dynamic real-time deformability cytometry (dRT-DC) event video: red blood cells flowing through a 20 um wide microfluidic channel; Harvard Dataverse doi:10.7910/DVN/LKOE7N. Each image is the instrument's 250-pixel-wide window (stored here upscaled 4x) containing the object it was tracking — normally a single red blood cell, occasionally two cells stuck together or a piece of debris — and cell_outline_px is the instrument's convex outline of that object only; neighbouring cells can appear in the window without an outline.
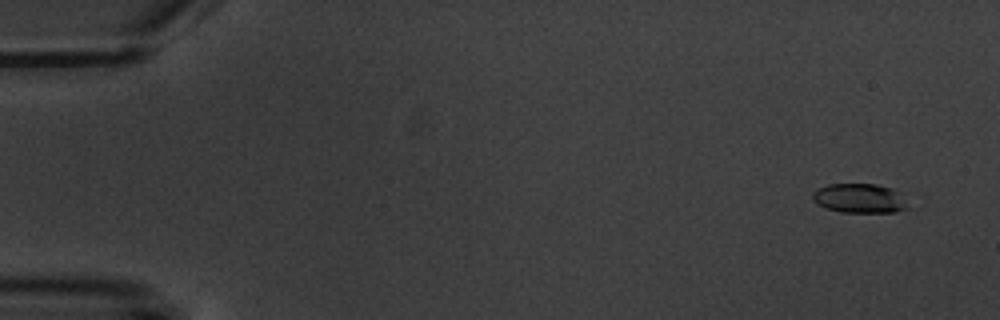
{"species": "common noctule bat (a hibernating species)", "species_latin": "Nyctalus noctula", "temperature_condition": "warm", "stored_images_in_passage": 5, "camera_frame_rate_fps": 3000, "um_per_image_px": 0.085, "animal": {"sex": "male", "body_mass_g": 20.1, "forearm_length_mm": 53.5}, "frame": {"image": 1, "passage_image": 1, "time_ms": 0.0, "image_size_px": [1000, 320], "cell_outline_px": [[908, 208], [896, 212], [840, 212], [816, 204], [812, 200], [812, 192], [828, 184], [876, 184], [892, 188], [896, 192]], "centroid_in_image_um": [72.99, 16.86], "position_along_channel_um": 12.0, "area_um2": 16.01}}
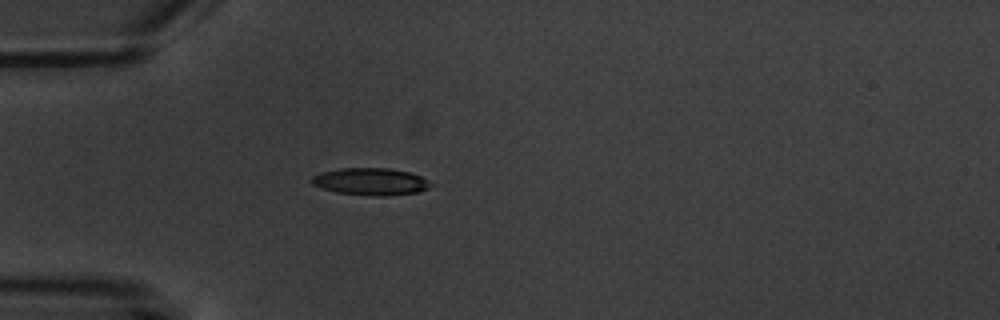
{"frame": {"image": 2, "passage_image": 5, "time_ms": 4.667, "image_size_px": [1000, 320], "cell_outline_px": [[432, 184], [428, 188], [420, 192], [384, 196], [372, 196], [336, 192], [312, 184], [308, 180], [312, 176], [320, 172], [340, 168], [388, 168], [408, 172], [420, 176]], "centroid_in_image_um": [31.47, 15.43], "position_along_channel_um": 53.5, "area_um2": 18.84}}